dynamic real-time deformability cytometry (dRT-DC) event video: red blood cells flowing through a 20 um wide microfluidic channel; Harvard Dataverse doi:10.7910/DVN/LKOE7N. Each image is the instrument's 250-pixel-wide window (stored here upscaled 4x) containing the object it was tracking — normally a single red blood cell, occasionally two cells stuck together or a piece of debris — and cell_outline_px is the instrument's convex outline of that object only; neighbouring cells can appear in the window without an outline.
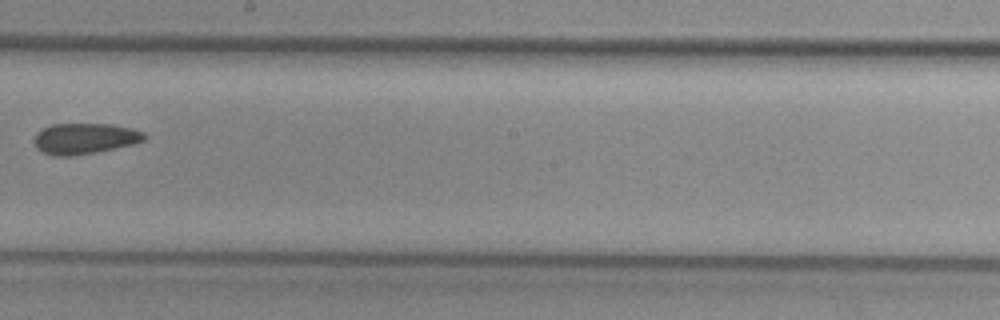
{"species": "common noctule bat (a hibernating species)", "species_latin": "Nyctalus noctula", "temperature_condition": "cold", "stored_images_in_passage": 11, "camera_frame_rate_fps": 3000, "um_per_image_px": 0.085, "animal": {"sex": "female", "body_mass_g": 29.2, "forearm_length_mm": 56.3}, "frame": {"image": 1, "passage_image": 10, "time_ms": 3.0, "image_size_px": [1000, 320], "cell_outline_px": [[148, 136], [144, 140], [132, 144], [96, 152], [72, 156], [52, 156], [36, 148], [36, 132], [52, 124], [112, 124], [132, 128], [144, 132]], "centroid_in_image_um": [7.23, 11.77], "position_along_channel_um": 241.0, "area_um2": 19.71}}
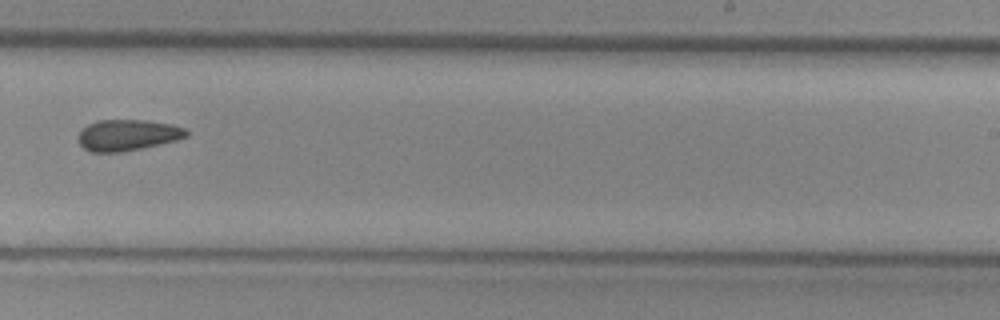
{"frame": {"image": 2, "passage_image": 11, "time_ms": 3.333, "image_size_px": [1000, 320], "cell_outline_px": [[188, 136], [176, 140], [144, 148], [120, 152], [88, 152], [76, 140], [76, 136], [88, 124], [100, 120], [144, 120], [172, 124], [184, 128], [188, 132]], "centroid_in_image_um": [10.82, 11.49], "position_along_channel_um": 278.2, "area_um2": 19.71}}